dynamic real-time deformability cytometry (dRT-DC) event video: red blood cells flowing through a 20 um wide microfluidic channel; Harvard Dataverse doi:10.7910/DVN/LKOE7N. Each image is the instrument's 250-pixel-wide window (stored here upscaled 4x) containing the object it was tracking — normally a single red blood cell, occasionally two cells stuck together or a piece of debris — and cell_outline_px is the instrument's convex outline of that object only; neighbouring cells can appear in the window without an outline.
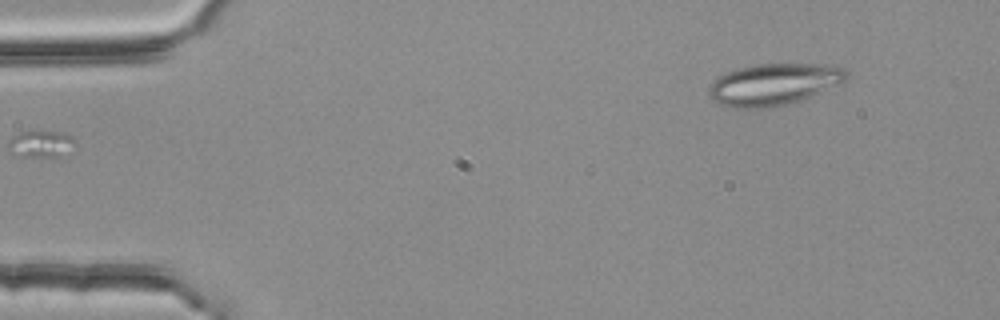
{"species": "common noctule bat (a hibernating species)", "species_latin": "Nyctalus noctula", "temperature_condition": "room temperature", "stored_images_in_passage": 4, "camera_frame_rate_fps": 3000, "um_per_image_px": 0.085, "animal": {"sex": "female", "body_mass_g": 25.1}, "frame": {"image": 1, "passage_image": 1, "time_ms": 0.0, "image_size_px": [1000, 320], "cell_outline_px": [[848, 76], [840, 84], [812, 96], [788, 104], [768, 108], [732, 108], [720, 104], [708, 96], [708, 88], [712, 80], [728, 72], [740, 68], [760, 64], [824, 64], [844, 68], [848, 72]], "centroid_in_image_um": [65.77, 7.18], "position_along_channel_um": 19.2, "area_um2": 33.47}}